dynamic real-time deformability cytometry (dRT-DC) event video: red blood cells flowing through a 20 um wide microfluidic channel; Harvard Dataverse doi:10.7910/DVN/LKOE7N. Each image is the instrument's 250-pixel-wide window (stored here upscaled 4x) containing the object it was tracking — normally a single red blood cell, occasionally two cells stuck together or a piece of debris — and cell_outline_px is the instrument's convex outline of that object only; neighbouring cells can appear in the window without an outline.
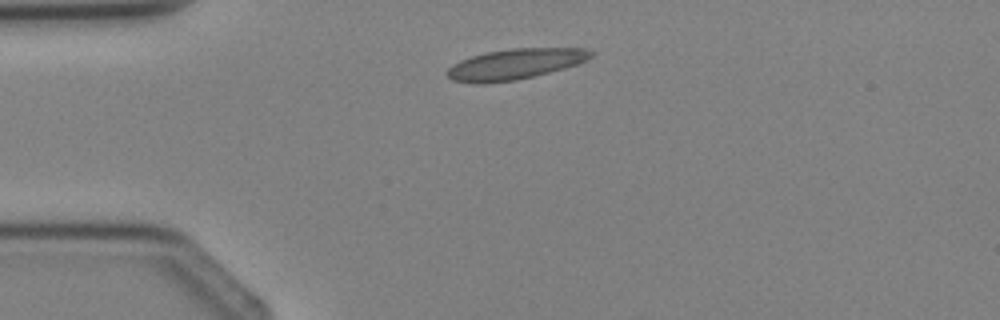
{"species": "Egyptian fruit bat (a non-hibernating species)", "species_latin": "Rousettus aegyptiacus", "temperature_condition": "cold", "stored_images_in_passage": 2, "camera_frame_rate_fps": 3000, "um_per_image_px": 0.085, "animal": {"sex": "female"}, "frame": {"image": 1, "passage_image": 2, "time_ms": 1.333, "image_size_px": [1000, 320], "cell_outline_px": [[596, 52], [588, 60], [580, 64], [516, 80], [480, 84], [476, 84], [452, 80], [444, 72], [452, 64], [460, 60], [484, 52], [512, 48], [584, 48]], "centroid_in_image_um": [43.78, 5.44], "position_along_channel_um": 41.2, "area_um2": 25.84}}